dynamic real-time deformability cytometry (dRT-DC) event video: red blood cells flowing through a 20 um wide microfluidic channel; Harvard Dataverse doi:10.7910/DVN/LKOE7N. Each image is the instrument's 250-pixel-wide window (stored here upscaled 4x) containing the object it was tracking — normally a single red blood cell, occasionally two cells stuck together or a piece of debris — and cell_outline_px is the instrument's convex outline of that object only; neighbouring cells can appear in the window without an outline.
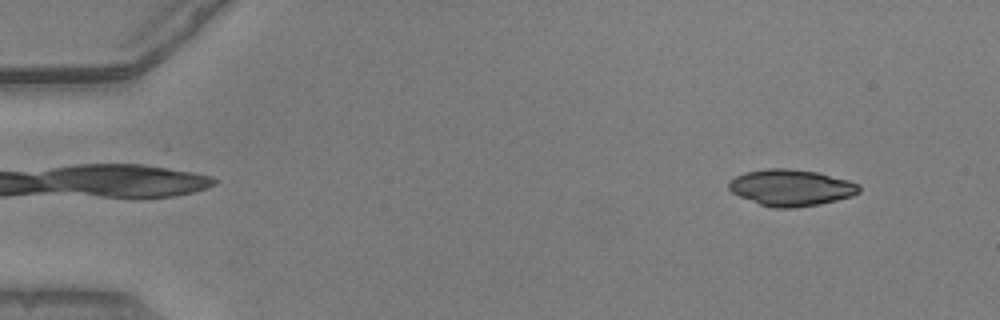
{"species": "common noctule bat (a hibernating species)", "species_latin": "Nyctalus noctula", "temperature_condition": "warm", "stored_images_in_passage": 52, "camera_frame_rate_fps": 3000, "um_per_image_px": 0.085, "animal": {"sex": "male", "body_mass_g": 20.5, "forearm_length_mm": 52.5}, "frame": {"image": 1, "passage_image": 5, "time_ms": 1.333, "image_size_px": [1000, 320], "cell_outline_px": [[860, 192], [852, 196], [820, 204], [792, 208], [772, 208], [760, 204], [740, 196], [732, 192], [728, 188], [728, 184], [736, 176], [748, 172], [764, 168], [788, 168], [820, 172], [848, 180], [860, 184]], "centroid_in_image_um": [67.28, 15.94], "position_along_channel_um": 17.7, "area_um2": 27.69}}
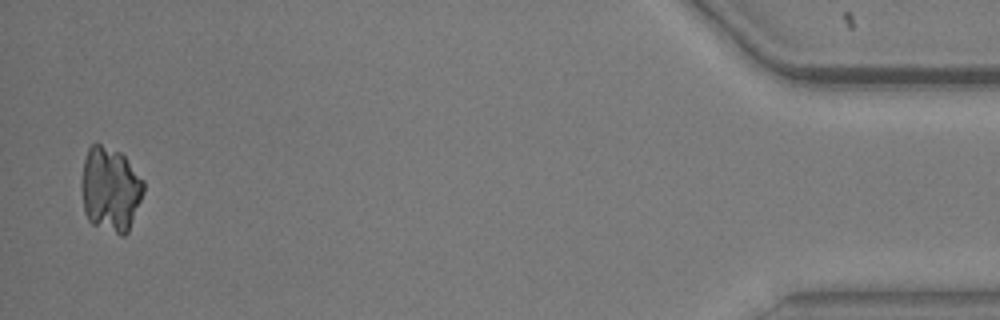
{"frame": {"image": 2, "passage_image": 51, "time_ms": 16.667, "image_size_px": [1000, 320], "cell_outline_px": [[144, 192], [128, 232], [124, 236], [120, 236], [92, 224], [88, 220], [84, 212], [80, 188], [80, 180], [84, 160], [88, 148], [96, 140], [120, 152], [124, 156], [144, 180]], "centroid_in_image_um": [9.35, 16.07], "position_along_channel_um": 425.8, "area_um2": 31.33}}